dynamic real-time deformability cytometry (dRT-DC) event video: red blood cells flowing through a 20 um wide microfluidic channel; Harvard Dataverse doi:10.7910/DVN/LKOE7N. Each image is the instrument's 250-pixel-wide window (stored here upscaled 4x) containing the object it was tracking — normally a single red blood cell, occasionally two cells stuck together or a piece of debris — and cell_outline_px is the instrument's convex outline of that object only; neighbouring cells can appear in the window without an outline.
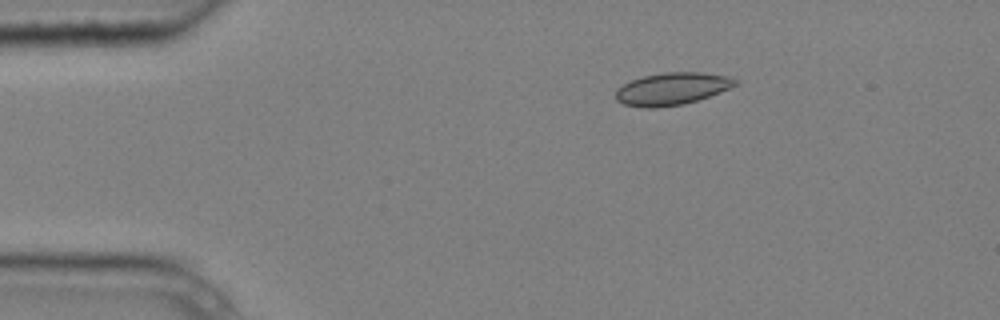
{"species": "common noctule bat (a hibernating species)", "species_latin": "Nyctalus noctula", "temperature_condition": "cold", "stored_images_in_passage": 5, "camera_frame_rate_fps": 3000, "um_per_image_px": 0.085, "animal": {"sex": "male", "body_mass_g": 20.4}, "frame": {"image": 1, "passage_image": 5, "time_ms": 1.333, "image_size_px": [1000, 320], "cell_outline_px": [[740, 80], [736, 84], [720, 92], [684, 104], [656, 108], [644, 108], [624, 104], [616, 100], [616, 92], [624, 84], [632, 80], [644, 76], [664, 72], [700, 72], [728, 76]], "centroid_in_image_um": [57.13, 7.55], "position_along_channel_um": 27.9, "area_um2": 22.31}}